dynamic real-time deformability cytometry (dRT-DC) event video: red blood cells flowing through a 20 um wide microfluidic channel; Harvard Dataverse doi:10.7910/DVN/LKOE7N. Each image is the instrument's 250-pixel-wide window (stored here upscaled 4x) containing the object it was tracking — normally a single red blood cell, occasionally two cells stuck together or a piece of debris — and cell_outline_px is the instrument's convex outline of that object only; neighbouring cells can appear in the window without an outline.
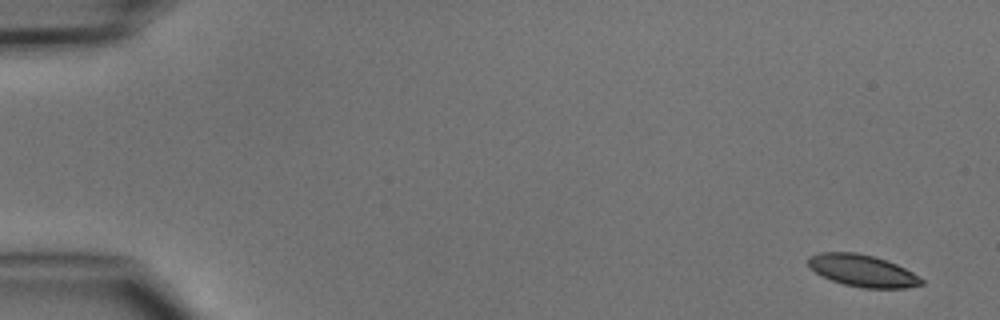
{"species": "common noctule bat (a hibernating species)", "species_latin": "Nyctalus noctula", "temperature_condition": "cold", "stored_images_in_passage": 5, "camera_frame_rate_fps": 3000, "um_per_image_px": 0.085, "animal": {"sex": "male", "body_mass_g": 15.6}, "frame": {"image": 1, "passage_image": 1, "time_ms": 0.0, "image_size_px": [1000, 320], "cell_outline_px": [[924, 284], [904, 288], [864, 288], [844, 284], [832, 280], [816, 272], [808, 264], [808, 256], [820, 252], [856, 252], [872, 256], [896, 264], [912, 272], [924, 280]], "centroid_in_image_um": [73.32, 23.0], "position_along_channel_um": 11.7, "area_um2": 20.81}}